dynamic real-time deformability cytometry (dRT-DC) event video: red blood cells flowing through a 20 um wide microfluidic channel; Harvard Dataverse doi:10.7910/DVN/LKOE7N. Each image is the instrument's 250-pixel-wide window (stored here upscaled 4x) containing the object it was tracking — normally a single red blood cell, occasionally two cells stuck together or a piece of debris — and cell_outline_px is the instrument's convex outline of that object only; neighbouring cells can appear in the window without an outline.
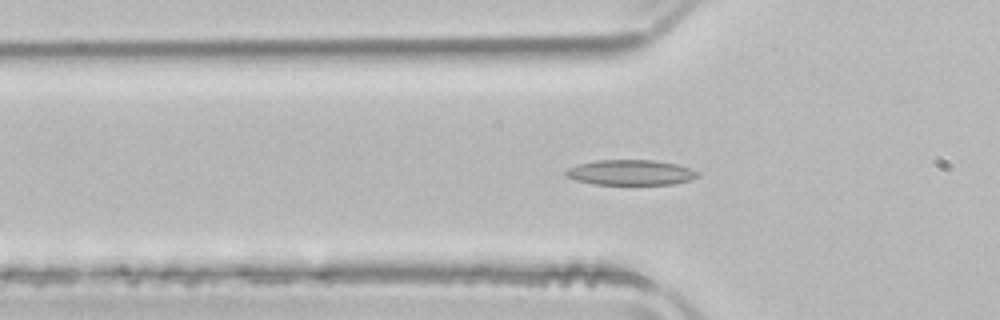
{"species": "common noctule bat (a hibernating species)", "species_latin": "Nyctalus noctula", "temperature_condition": "room temperature", "stored_images_in_passage": 52, "camera_frame_rate_fps": 3000, "um_per_image_px": 0.085, "animal": {"sex": "male", "body_mass_g": 21.5, "forearm_length_mm": 52.0}, "frame": {"image": 1, "passage_image": 16, "time_ms": 5.0, "image_size_px": [1000, 320], "cell_outline_px": [[700, 176], [692, 180], [672, 184], [596, 184], [576, 180], [564, 176], [564, 172], [568, 168], [580, 164], [596, 160], [652, 160], [676, 164], [700, 172]], "centroid_in_image_um": [53.62, 14.66], "position_along_channel_um": 72.2, "area_um2": 19.36}}
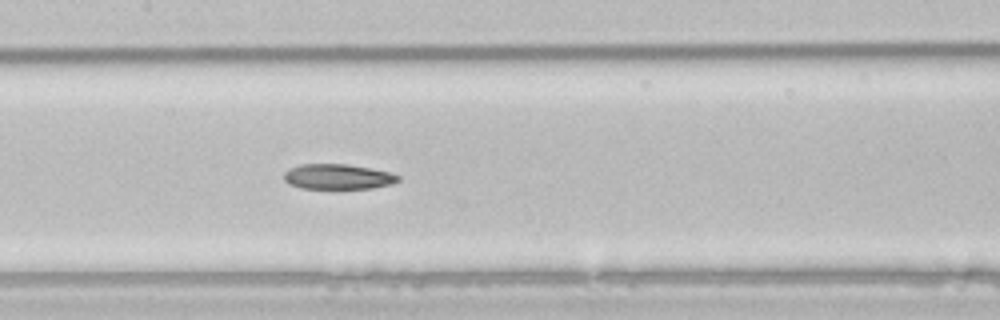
{"frame": {"image": 2, "passage_image": 24, "time_ms": 7.667, "image_size_px": [1000, 320], "cell_outline_px": [[400, 180], [392, 184], [372, 188], [300, 188], [288, 184], [284, 180], [284, 172], [288, 168], [300, 164], [348, 164], [392, 172], [400, 176]], "centroid_in_image_um": [28.71, 15.01], "position_along_channel_um": 178.7, "area_um2": 16.94}}
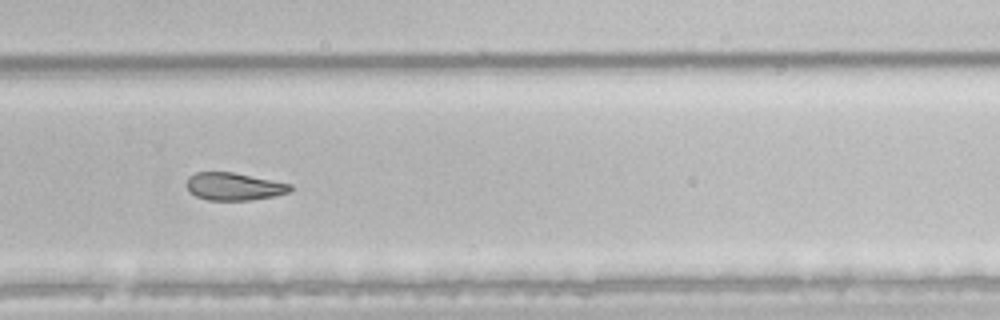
{"frame": {"image": 3, "passage_image": 34, "time_ms": 11.0, "image_size_px": [1000, 320], "cell_outline_px": [[292, 188], [288, 192], [276, 196], [252, 200], [208, 200], [196, 196], [188, 192], [188, 176], [196, 172], [232, 172], [292, 184]], "centroid_in_image_um": [19.89, 15.86], "position_along_channel_um": 309.9, "area_um2": 16.65}, "authors_computed_cell_mechanics": {"area_um2": 19.363, "velocity_mm_per_s": 3.9557, "shape_relaxation_time_tau1_ms": null, "shape_relaxation_time_tau2_ms": 7.7228, "deformation_change_tau1": null, "deformation_change_tau2": 0.1573}}